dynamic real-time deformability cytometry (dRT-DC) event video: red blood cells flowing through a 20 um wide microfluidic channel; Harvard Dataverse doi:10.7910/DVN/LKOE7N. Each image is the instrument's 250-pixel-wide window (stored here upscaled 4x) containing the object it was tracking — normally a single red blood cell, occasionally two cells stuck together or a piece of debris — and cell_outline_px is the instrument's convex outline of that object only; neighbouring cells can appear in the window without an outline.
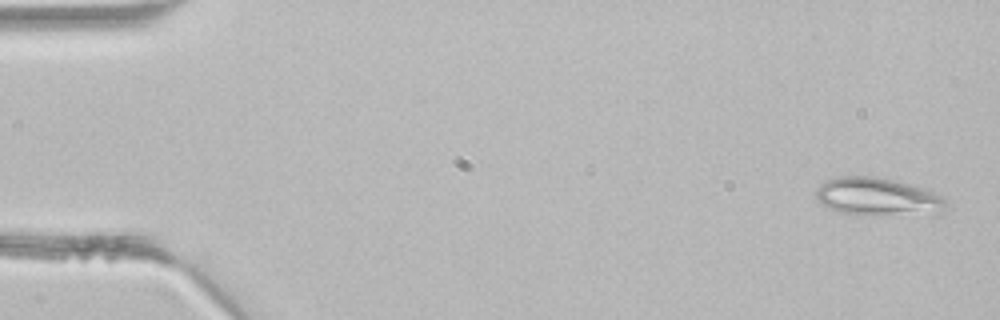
{"species": "common noctule bat (a hibernating species)", "species_latin": "Nyctalus noctula", "temperature_condition": "room temperature", "stored_images_in_passage": 4, "camera_frame_rate_fps": 3000, "um_per_image_px": 0.085, "animal": {"sex": "male", "body_mass_g": 21.5, "forearm_length_mm": 52.0}, "frame": {"image": 1, "passage_image": 1, "time_ms": 0.0, "image_size_px": [1000, 320], "cell_outline_px": [[948, 204], [940, 216], [876, 216], [840, 212], [828, 208], [820, 204], [816, 200], [816, 188], [820, 184], [828, 180], [840, 176], [876, 176], [924, 188], [940, 196]], "centroid_in_image_um": [74.66, 16.78], "position_along_channel_um": 10.3, "area_um2": 29.65}}